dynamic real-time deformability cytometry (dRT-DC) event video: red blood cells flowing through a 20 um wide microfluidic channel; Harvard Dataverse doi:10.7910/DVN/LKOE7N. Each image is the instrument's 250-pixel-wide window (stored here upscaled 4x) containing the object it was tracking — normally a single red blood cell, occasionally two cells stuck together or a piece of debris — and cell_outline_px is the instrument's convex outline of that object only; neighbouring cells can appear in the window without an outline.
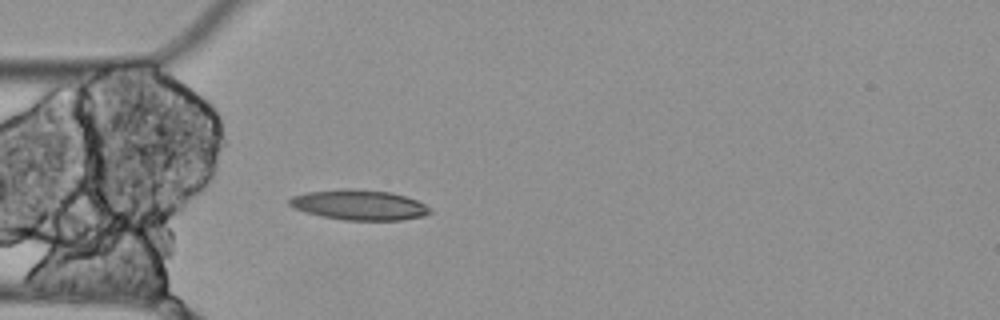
{"species": "Egyptian fruit bat (a non-hibernating species)", "species_latin": "Rousettus aegyptiacus", "temperature_condition": "cold", "stored_images_in_passage": 4, "camera_frame_rate_fps": 3000, "um_per_image_px": 0.085, "animal": {"sex": "female"}, "frame": {"image": 1, "passage_image": 4, "time_ms": 1.0, "image_size_px": [1000, 320], "cell_outline_px": [[432, 212], [424, 216], [404, 220], [344, 220], [320, 216], [304, 212], [288, 204], [288, 200], [292, 196], [304, 192], [344, 188], [352, 188], [392, 192], [416, 200], [432, 208]], "centroid_in_image_um": [30.53, 17.41], "position_along_channel_um": 54.5, "area_um2": 25.03}}